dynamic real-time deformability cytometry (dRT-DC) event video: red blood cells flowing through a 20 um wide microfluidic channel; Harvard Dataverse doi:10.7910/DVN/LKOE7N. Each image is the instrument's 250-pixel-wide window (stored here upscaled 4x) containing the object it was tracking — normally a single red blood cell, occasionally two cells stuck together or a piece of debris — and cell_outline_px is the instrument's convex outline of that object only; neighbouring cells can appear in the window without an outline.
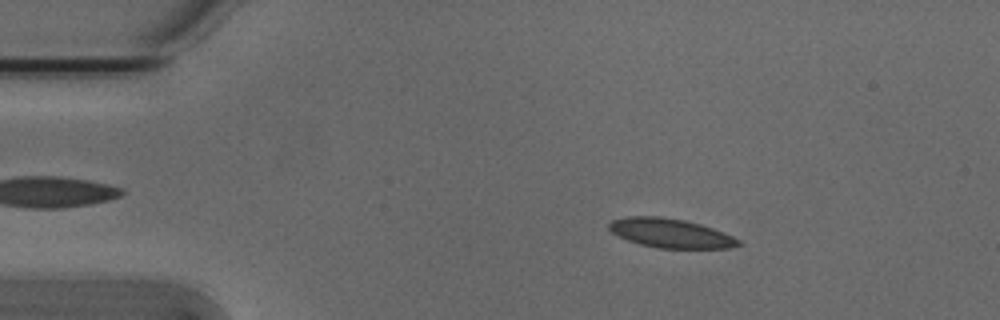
{"species": "Egyptian fruit bat (a non-hibernating species)", "species_latin": "Rousettus aegyptiacus", "temperature_condition": "cold", "stored_images_in_passage": 53, "camera_frame_rate_fps": 3000, "um_per_image_px": 0.085, "animal": {"sex": "male"}, "frame": {"image": 1, "passage_image": 8, "time_ms": 2.333, "image_size_px": [1000, 320], "cell_outline_px": [[744, 244], [728, 248], [656, 248], [640, 244], [628, 240], [612, 232], [608, 228], [608, 224], [612, 220], [628, 216], [660, 216], [684, 220], [700, 224], [712, 228], [732, 236], [740, 240]], "centroid_in_image_um": [57.0, 19.82], "position_along_channel_um": 28.0, "area_um2": 21.91}}
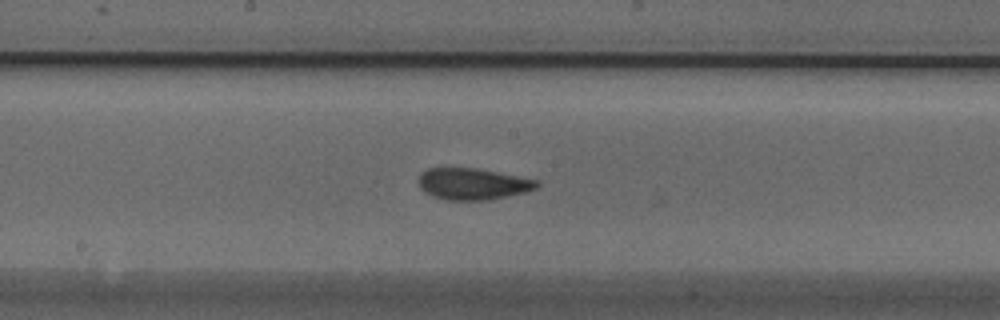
{"frame": {"image": 2, "passage_image": 27, "time_ms": 8.667, "image_size_px": [1000, 320], "cell_outline_px": [[540, 184], [536, 188], [524, 192], [488, 200], [444, 200], [432, 196], [424, 192], [420, 188], [420, 172], [428, 168], [476, 168], [540, 180]], "centroid_in_image_um": [40.18, 15.63], "position_along_channel_um": 208.0, "area_um2": 21.73}}
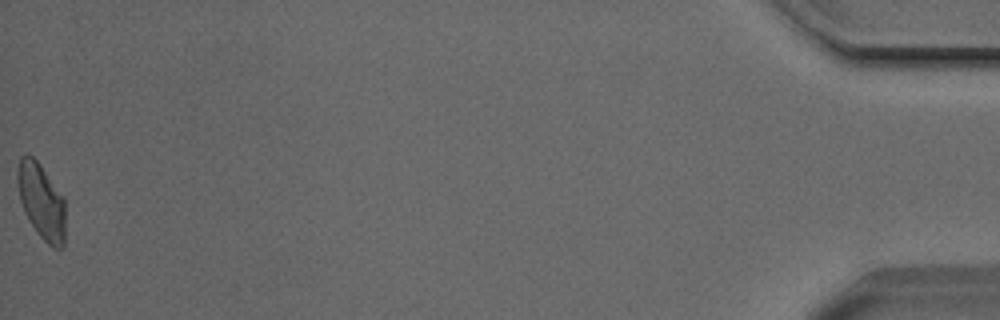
{"frame": {"image": 3, "passage_image": 53, "time_ms": 17.333, "image_size_px": [1000, 320], "cell_outline_px": [[64, 248], [52, 248], [36, 232], [28, 220], [24, 212], [20, 200], [16, 180], [16, 172], [20, 156], [32, 156], [40, 164], [64, 196]], "centroid_in_image_um": [3.51, 17.11], "position_along_channel_um": 431.7, "area_um2": 21.27}, "authors_computed_cell_mechanics": {"area_um2": 21.5594, "velocity_mm_per_s": 3.7876, "shape_relaxation_time_tau1_ms": 4.5529, "shape_relaxation_time_tau2_ms": 1.2425, "deformation_change_tau1": 0.127, "deformation_change_tau2": 0.0482}}